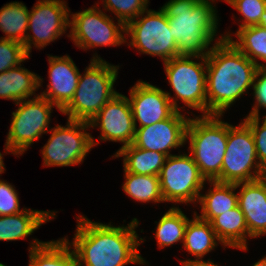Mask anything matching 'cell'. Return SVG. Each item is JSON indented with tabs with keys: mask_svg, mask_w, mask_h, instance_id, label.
Returning <instances> with one entry per match:
<instances>
[{
	"mask_svg": "<svg viewBox=\"0 0 266 266\" xmlns=\"http://www.w3.org/2000/svg\"><path fill=\"white\" fill-rule=\"evenodd\" d=\"M193 216L186 225L182 246L189 254L195 256L196 260H201L219 243L221 245V242L209 221L199 218L195 213Z\"/></svg>",
	"mask_w": 266,
	"mask_h": 266,
	"instance_id": "cb8c5ba5",
	"label": "cell"
},
{
	"mask_svg": "<svg viewBox=\"0 0 266 266\" xmlns=\"http://www.w3.org/2000/svg\"><path fill=\"white\" fill-rule=\"evenodd\" d=\"M252 266H266V255L262 259L255 262Z\"/></svg>",
	"mask_w": 266,
	"mask_h": 266,
	"instance_id": "f35d334b",
	"label": "cell"
},
{
	"mask_svg": "<svg viewBox=\"0 0 266 266\" xmlns=\"http://www.w3.org/2000/svg\"><path fill=\"white\" fill-rule=\"evenodd\" d=\"M238 206L243 212L252 238L266 235V176L237 183Z\"/></svg>",
	"mask_w": 266,
	"mask_h": 266,
	"instance_id": "ac0fdd59",
	"label": "cell"
},
{
	"mask_svg": "<svg viewBox=\"0 0 266 266\" xmlns=\"http://www.w3.org/2000/svg\"><path fill=\"white\" fill-rule=\"evenodd\" d=\"M208 183L210 189L206 194L200 193L197 202L201 205V215L194 213L199 218L211 222L216 216L238 206V193H235L236 184L218 181H208Z\"/></svg>",
	"mask_w": 266,
	"mask_h": 266,
	"instance_id": "603a6c76",
	"label": "cell"
},
{
	"mask_svg": "<svg viewBox=\"0 0 266 266\" xmlns=\"http://www.w3.org/2000/svg\"><path fill=\"white\" fill-rule=\"evenodd\" d=\"M18 109L12 112V121L8 130L5 151L22 155L42 134L49 133L50 117L55 105L42 96L15 103Z\"/></svg>",
	"mask_w": 266,
	"mask_h": 266,
	"instance_id": "9c48e42d",
	"label": "cell"
},
{
	"mask_svg": "<svg viewBox=\"0 0 266 266\" xmlns=\"http://www.w3.org/2000/svg\"><path fill=\"white\" fill-rule=\"evenodd\" d=\"M56 211L24 209L8 216H0V241L24 240L39 227L55 218Z\"/></svg>",
	"mask_w": 266,
	"mask_h": 266,
	"instance_id": "d6986e66",
	"label": "cell"
},
{
	"mask_svg": "<svg viewBox=\"0 0 266 266\" xmlns=\"http://www.w3.org/2000/svg\"><path fill=\"white\" fill-rule=\"evenodd\" d=\"M206 56L207 115H222L252 87L258 66L223 35Z\"/></svg>",
	"mask_w": 266,
	"mask_h": 266,
	"instance_id": "7a4b0ae2",
	"label": "cell"
},
{
	"mask_svg": "<svg viewBox=\"0 0 266 266\" xmlns=\"http://www.w3.org/2000/svg\"><path fill=\"white\" fill-rule=\"evenodd\" d=\"M182 266H219L218 264H215L213 260L208 259L207 261H204L203 259L201 260H196V259H187V260H182L180 261Z\"/></svg>",
	"mask_w": 266,
	"mask_h": 266,
	"instance_id": "d590c367",
	"label": "cell"
},
{
	"mask_svg": "<svg viewBox=\"0 0 266 266\" xmlns=\"http://www.w3.org/2000/svg\"><path fill=\"white\" fill-rule=\"evenodd\" d=\"M29 10L22 2L13 1L0 8L1 39L14 40L24 45L28 33Z\"/></svg>",
	"mask_w": 266,
	"mask_h": 266,
	"instance_id": "4316f807",
	"label": "cell"
},
{
	"mask_svg": "<svg viewBox=\"0 0 266 266\" xmlns=\"http://www.w3.org/2000/svg\"><path fill=\"white\" fill-rule=\"evenodd\" d=\"M19 64L0 73V98L17 103L36 95L43 78Z\"/></svg>",
	"mask_w": 266,
	"mask_h": 266,
	"instance_id": "ffe728a7",
	"label": "cell"
},
{
	"mask_svg": "<svg viewBox=\"0 0 266 266\" xmlns=\"http://www.w3.org/2000/svg\"><path fill=\"white\" fill-rule=\"evenodd\" d=\"M230 32L223 35L235 45L249 60L258 67H266V28L259 25L247 26L236 31L237 40H233ZM265 62L259 63L257 60Z\"/></svg>",
	"mask_w": 266,
	"mask_h": 266,
	"instance_id": "484cf974",
	"label": "cell"
},
{
	"mask_svg": "<svg viewBox=\"0 0 266 266\" xmlns=\"http://www.w3.org/2000/svg\"><path fill=\"white\" fill-rule=\"evenodd\" d=\"M242 15L239 28L260 24V18L266 8V0H233L230 4Z\"/></svg>",
	"mask_w": 266,
	"mask_h": 266,
	"instance_id": "1f68e13d",
	"label": "cell"
},
{
	"mask_svg": "<svg viewBox=\"0 0 266 266\" xmlns=\"http://www.w3.org/2000/svg\"><path fill=\"white\" fill-rule=\"evenodd\" d=\"M266 176L256 155L250 128L242 121L238 126L228 123L226 152L221 174L215 180L223 183L249 182Z\"/></svg>",
	"mask_w": 266,
	"mask_h": 266,
	"instance_id": "52a82bcc",
	"label": "cell"
},
{
	"mask_svg": "<svg viewBox=\"0 0 266 266\" xmlns=\"http://www.w3.org/2000/svg\"><path fill=\"white\" fill-rule=\"evenodd\" d=\"M252 90L256 101L247 116L259 117V109H266V67H258L255 73Z\"/></svg>",
	"mask_w": 266,
	"mask_h": 266,
	"instance_id": "e575fe53",
	"label": "cell"
},
{
	"mask_svg": "<svg viewBox=\"0 0 266 266\" xmlns=\"http://www.w3.org/2000/svg\"><path fill=\"white\" fill-rule=\"evenodd\" d=\"M190 118L186 129V141L200 173L206 181H215L221 174L226 152L228 122L222 115H199Z\"/></svg>",
	"mask_w": 266,
	"mask_h": 266,
	"instance_id": "5b68a950",
	"label": "cell"
},
{
	"mask_svg": "<svg viewBox=\"0 0 266 266\" xmlns=\"http://www.w3.org/2000/svg\"><path fill=\"white\" fill-rule=\"evenodd\" d=\"M90 128L101 130L99 140L121 142L123 147L131 145L135 138V124L127 96L118 93L108 101L89 122Z\"/></svg>",
	"mask_w": 266,
	"mask_h": 266,
	"instance_id": "5bb4252c",
	"label": "cell"
},
{
	"mask_svg": "<svg viewBox=\"0 0 266 266\" xmlns=\"http://www.w3.org/2000/svg\"><path fill=\"white\" fill-rule=\"evenodd\" d=\"M69 17L70 9L64 0H38L29 11L26 53L30 56L33 45L37 49H43L65 34L70 25Z\"/></svg>",
	"mask_w": 266,
	"mask_h": 266,
	"instance_id": "4fadbf2b",
	"label": "cell"
},
{
	"mask_svg": "<svg viewBox=\"0 0 266 266\" xmlns=\"http://www.w3.org/2000/svg\"><path fill=\"white\" fill-rule=\"evenodd\" d=\"M97 5L98 3L74 14L70 11V34L67 37L84 51L100 46L115 47L125 44V24L121 21L115 24L114 20Z\"/></svg>",
	"mask_w": 266,
	"mask_h": 266,
	"instance_id": "8fae6325",
	"label": "cell"
},
{
	"mask_svg": "<svg viewBox=\"0 0 266 266\" xmlns=\"http://www.w3.org/2000/svg\"><path fill=\"white\" fill-rule=\"evenodd\" d=\"M212 3L215 2L216 0H210ZM226 3L230 4L233 0H224Z\"/></svg>",
	"mask_w": 266,
	"mask_h": 266,
	"instance_id": "ab89813d",
	"label": "cell"
},
{
	"mask_svg": "<svg viewBox=\"0 0 266 266\" xmlns=\"http://www.w3.org/2000/svg\"><path fill=\"white\" fill-rule=\"evenodd\" d=\"M128 98L135 128L146 127L169 118L176 109L166 92L148 82L139 80L129 90Z\"/></svg>",
	"mask_w": 266,
	"mask_h": 266,
	"instance_id": "2e32d148",
	"label": "cell"
},
{
	"mask_svg": "<svg viewBox=\"0 0 266 266\" xmlns=\"http://www.w3.org/2000/svg\"><path fill=\"white\" fill-rule=\"evenodd\" d=\"M123 191L132 200L143 203H163L159 176L129 173L125 169Z\"/></svg>",
	"mask_w": 266,
	"mask_h": 266,
	"instance_id": "83f0119b",
	"label": "cell"
},
{
	"mask_svg": "<svg viewBox=\"0 0 266 266\" xmlns=\"http://www.w3.org/2000/svg\"><path fill=\"white\" fill-rule=\"evenodd\" d=\"M104 10L114 13L125 25L148 8L149 0H101Z\"/></svg>",
	"mask_w": 266,
	"mask_h": 266,
	"instance_id": "f546056e",
	"label": "cell"
},
{
	"mask_svg": "<svg viewBox=\"0 0 266 266\" xmlns=\"http://www.w3.org/2000/svg\"><path fill=\"white\" fill-rule=\"evenodd\" d=\"M210 223L224 249L232 247L248 250L247 237L250 239L252 237L249 235L245 216L239 206L216 216Z\"/></svg>",
	"mask_w": 266,
	"mask_h": 266,
	"instance_id": "44dd1931",
	"label": "cell"
},
{
	"mask_svg": "<svg viewBox=\"0 0 266 266\" xmlns=\"http://www.w3.org/2000/svg\"><path fill=\"white\" fill-rule=\"evenodd\" d=\"M190 118L176 110L169 118L152 125L136 128L133 145L150 151L161 152L167 156L171 149L183 146Z\"/></svg>",
	"mask_w": 266,
	"mask_h": 266,
	"instance_id": "9a60e30c",
	"label": "cell"
},
{
	"mask_svg": "<svg viewBox=\"0 0 266 266\" xmlns=\"http://www.w3.org/2000/svg\"><path fill=\"white\" fill-rule=\"evenodd\" d=\"M259 26L266 28V8H265V11L263 12V14L261 15Z\"/></svg>",
	"mask_w": 266,
	"mask_h": 266,
	"instance_id": "8d00e7d4",
	"label": "cell"
},
{
	"mask_svg": "<svg viewBox=\"0 0 266 266\" xmlns=\"http://www.w3.org/2000/svg\"><path fill=\"white\" fill-rule=\"evenodd\" d=\"M77 227L74 238L69 242L79 266H125L146 265L137 247L144 240L136 233L140 224L133 218L127 226H113L93 222L83 215L76 216Z\"/></svg>",
	"mask_w": 266,
	"mask_h": 266,
	"instance_id": "6da1fadb",
	"label": "cell"
},
{
	"mask_svg": "<svg viewBox=\"0 0 266 266\" xmlns=\"http://www.w3.org/2000/svg\"><path fill=\"white\" fill-rule=\"evenodd\" d=\"M85 73L80 74L70 103L61 111L70 120L90 122L102 107L119 92L114 90L119 66L93 55Z\"/></svg>",
	"mask_w": 266,
	"mask_h": 266,
	"instance_id": "277c9868",
	"label": "cell"
},
{
	"mask_svg": "<svg viewBox=\"0 0 266 266\" xmlns=\"http://www.w3.org/2000/svg\"><path fill=\"white\" fill-rule=\"evenodd\" d=\"M67 125L50 128L52 132L41 149L43 166L68 167L83 163L93 146L99 145L90 133L89 122L67 119Z\"/></svg>",
	"mask_w": 266,
	"mask_h": 266,
	"instance_id": "30bf717a",
	"label": "cell"
},
{
	"mask_svg": "<svg viewBox=\"0 0 266 266\" xmlns=\"http://www.w3.org/2000/svg\"><path fill=\"white\" fill-rule=\"evenodd\" d=\"M159 182L164 202L196 204L206 179L192 155L184 152L167 157L159 174Z\"/></svg>",
	"mask_w": 266,
	"mask_h": 266,
	"instance_id": "7c38bea8",
	"label": "cell"
},
{
	"mask_svg": "<svg viewBox=\"0 0 266 266\" xmlns=\"http://www.w3.org/2000/svg\"><path fill=\"white\" fill-rule=\"evenodd\" d=\"M215 7L210 0H169L161 7L177 44L178 55L200 57L210 53L213 48L210 45L218 33L219 17Z\"/></svg>",
	"mask_w": 266,
	"mask_h": 266,
	"instance_id": "3957f363",
	"label": "cell"
},
{
	"mask_svg": "<svg viewBox=\"0 0 266 266\" xmlns=\"http://www.w3.org/2000/svg\"><path fill=\"white\" fill-rule=\"evenodd\" d=\"M30 244L28 266H79L77 256L65 237L49 242L33 239Z\"/></svg>",
	"mask_w": 266,
	"mask_h": 266,
	"instance_id": "7402d4cb",
	"label": "cell"
},
{
	"mask_svg": "<svg viewBox=\"0 0 266 266\" xmlns=\"http://www.w3.org/2000/svg\"><path fill=\"white\" fill-rule=\"evenodd\" d=\"M49 84L40 96L53 103L62 111L72 100L77 89L80 72L69 55L48 57Z\"/></svg>",
	"mask_w": 266,
	"mask_h": 266,
	"instance_id": "e0dca14e",
	"label": "cell"
},
{
	"mask_svg": "<svg viewBox=\"0 0 266 266\" xmlns=\"http://www.w3.org/2000/svg\"><path fill=\"white\" fill-rule=\"evenodd\" d=\"M189 218L178 207H171L156 225L155 237L159 248L174 245L184 241V232Z\"/></svg>",
	"mask_w": 266,
	"mask_h": 266,
	"instance_id": "f1b7e54d",
	"label": "cell"
},
{
	"mask_svg": "<svg viewBox=\"0 0 266 266\" xmlns=\"http://www.w3.org/2000/svg\"><path fill=\"white\" fill-rule=\"evenodd\" d=\"M193 59L200 60L197 62ZM163 63L166 78L175 93L173 97L171 93L166 92L172 106L178 111L179 109L183 110L178 105L179 100H181L188 108L201 111L202 115H207L206 56L178 55Z\"/></svg>",
	"mask_w": 266,
	"mask_h": 266,
	"instance_id": "8992f818",
	"label": "cell"
},
{
	"mask_svg": "<svg viewBox=\"0 0 266 266\" xmlns=\"http://www.w3.org/2000/svg\"><path fill=\"white\" fill-rule=\"evenodd\" d=\"M113 157H123V167L129 173L159 176L168 156L131 144L118 150Z\"/></svg>",
	"mask_w": 266,
	"mask_h": 266,
	"instance_id": "d4e9b609",
	"label": "cell"
},
{
	"mask_svg": "<svg viewBox=\"0 0 266 266\" xmlns=\"http://www.w3.org/2000/svg\"><path fill=\"white\" fill-rule=\"evenodd\" d=\"M262 119L260 120V116H246L243 122L252 132L257 159L260 166L266 171V115Z\"/></svg>",
	"mask_w": 266,
	"mask_h": 266,
	"instance_id": "d6a6232c",
	"label": "cell"
},
{
	"mask_svg": "<svg viewBox=\"0 0 266 266\" xmlns=\"http://www.w3.org/2000/svg\"><path fill=\"white\" fill-rule=\"evenodd\" d=\"M29 58L30 56L26 53L23 44L0 38V73L21 64Z\"/></svg>",
	"mask_w": 266,
	"mask_h": 266,
	"instance_id": "4dcf8cb0",
	"label": "cell"
},
{
	"mask_svg": "<svg viewBox=\"0 0 266 266\" xmlns=\"http://www.w3.org/2000/svg\"><path fill=\"white\" fill-rule=\"evenodd\" d=\"M20 209L19 196L15 186L9 182L0 180V216L18 214L24 211Z\"/></svg>",
	"mask_w": 266,
	"mask_h": 266,
	"instance_id": "836d02e7",
	"label": "cell"
},
{
	"mask_svg": "<svg viewBox=\"0 0 266 266\" xmlns=\"http://www.w3.org/2000/svg\"><path fill=\"white\" fill-rule=\"evenodd\" d=\"M3 155L1 152H0V176L2 173H4L5 171V165H4V162H3Z\"/></svg>",
	"mask_w": 266,
	"mask_h": 266,
	"instance_id": "74e56055",
	"label": "cell"
},
{
	"mask_svg": "<svg viewBox=\"0 0 266 266\" xmlns=\"http://www.w3.org/2000/svg\"><path fill=\"white\" fill-rule=\"evenodd\" d=\"M125 34L130 37L127 45L141 54L158 56L163 62L178 56L177 44L161 8L158 11L147 8L125 25Z\"/></svg>",
	"mask_w": 266,
	"mask_h": 266,
	"instance_id": "ba28073f",
	"label": "cell"
}]
</instances>
